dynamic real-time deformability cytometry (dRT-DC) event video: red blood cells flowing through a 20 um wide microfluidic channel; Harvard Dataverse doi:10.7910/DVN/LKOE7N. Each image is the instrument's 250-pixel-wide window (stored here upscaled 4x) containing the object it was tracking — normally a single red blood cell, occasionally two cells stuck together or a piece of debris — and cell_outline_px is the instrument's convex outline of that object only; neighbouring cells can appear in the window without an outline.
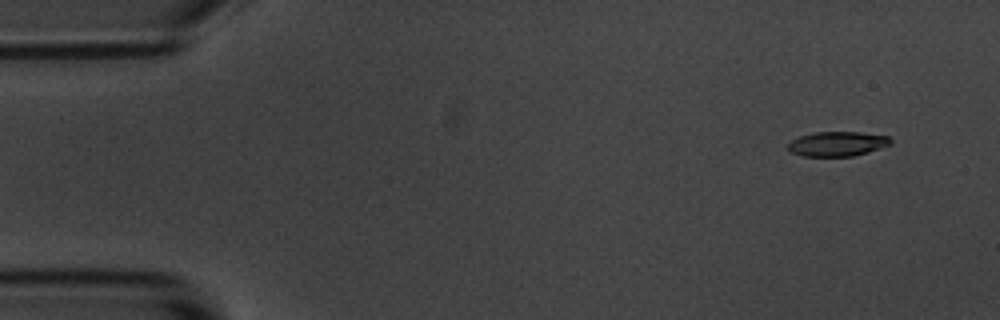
{"species": "common noctule bat (a hibernating species)", "species_latin": "Nyctalus noctula", "temperature_condition": "room temperature", "stored_images_in_passage": 9, "camera_frame_rate_fps": 3000, "um_per_image_px": 0.085, "animal": {"sex": "male", "body_mass_g": 20.1, "forearm_length_mm": 53.5}, "frame": {"image": 1, "passage_image": 1, "time_ms": 0.0, "image_size_px": [1000, 320], "cell_outline_px": [[892, 144], [868, 152], [852, 156], [804, 156], [792, 152], [784, 148], [784, 144], [800, 136], [816, 132], [860, 132], [888, 136], [892, 140]], "centroid_in_image_um": [71.14, 12.23], "position_along_channel_um": 13.9, "area_um2": 14.85}}
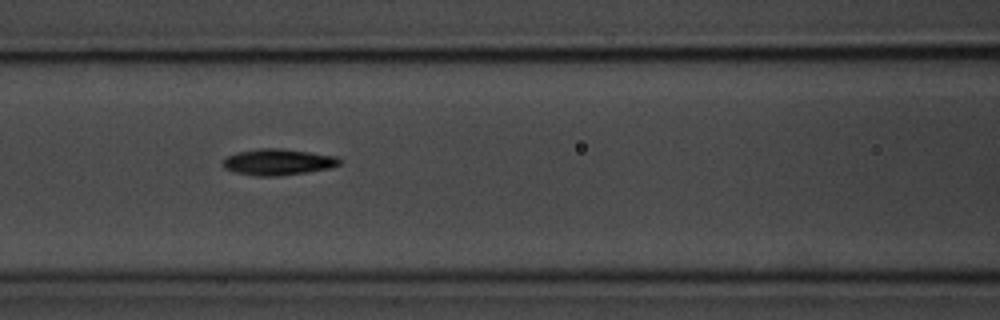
{"frame": {"image": 2, "passage_image": 6, "time_ms": 6.333, "image_size_px": [1000, 320], "cell_outline_px": [[340, 164], [332, 168], [280, 176], [256, 176], [236, 172], [224, 168], [224, 160], [228, 156], [236, 152], [260, 148], [280, 148], [336, 156], [340, 160]], "centroid_in_image_um": [23.64, 13.77], "position_along_channel_um": 143.0, "area_um2": 17.69}}
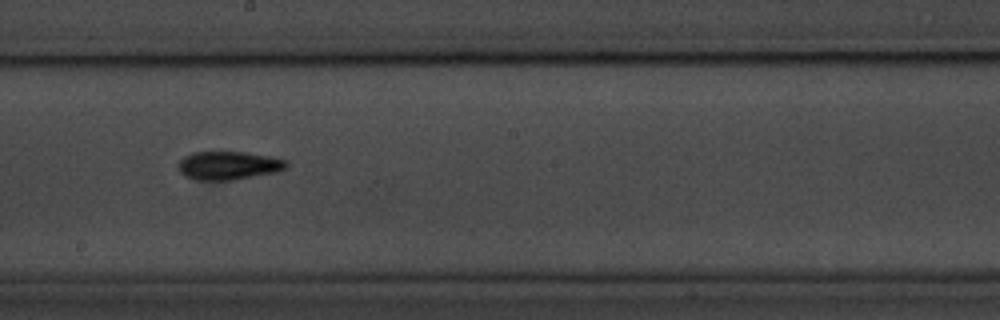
{"frame": {"image": 3, "passage_image": 8, "time_ms": 8.667, "image_size_px": [1000, 320], "cell_outline_px": [[288, 168], [276, 172], [232, 180], [196, 180], [184, 176], [176, 168], [176, 164], [184, 156], [192, 152], [244, 152], [268, 156], [288, 160]], "centroid_in_image_um": [19.39, 14.07], "position_along_channel_um": 228.8, "area_um2": 18.09}}